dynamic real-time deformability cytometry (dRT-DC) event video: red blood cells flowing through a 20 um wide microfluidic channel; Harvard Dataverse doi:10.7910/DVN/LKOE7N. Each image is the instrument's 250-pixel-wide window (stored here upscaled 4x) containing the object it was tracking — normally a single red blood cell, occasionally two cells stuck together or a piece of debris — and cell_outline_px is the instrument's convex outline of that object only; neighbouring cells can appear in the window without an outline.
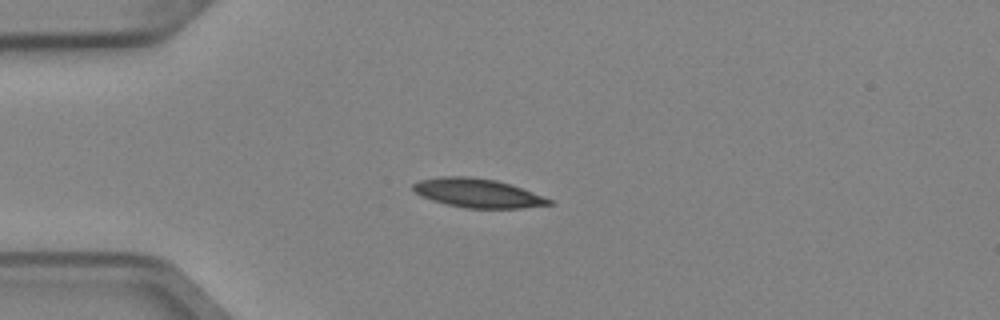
{"species": "Egyptian fruit bat (a non-hibernating species)", "species_latin": "Rousettus aegyptiacus", "temperature_condition": "cold", "stored_images_in_passage": 5, "camera_frame_rate_fps": 3000, "um_per_image_px": 0.085, "animal": {"sex": "female"}, "frame": {"image": 1, "passage_image": 3, "time_ms": 0.667, "image_size_px": [1000, 320], "cell_outline_px": [[552, 204], [524, 208], [464, 208], [432, 200], [420, 196], [412, 188], [412, 184], [420, 180], [440, 176], [468, 176], [496, 180], [532, 192], [552, 200]], "centroid_in_image_um": [40.56, 16.41], "position_along_channel_um": 44.4, "area_um2": 22.72}}
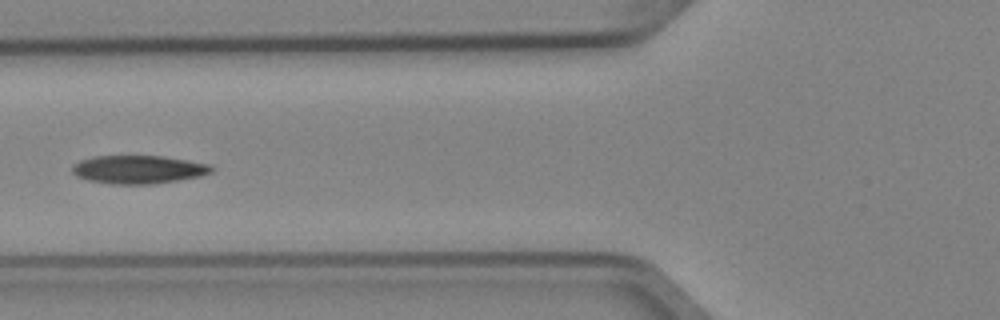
{"frame": {"image": 2, "passage_image": 5, "time_ms": 1.333, "image_size_px": [1000, 320], "cell_outline_px": [[212, 172], [200, 176], [152, 184], [112, 184], [88, 180], [76, 176], [72, 172], [72, 164], [80, 160], [96, 156], [164, 156], [212, 164]], "centroid_in_image_um": [11.75, 14.4], "position_along_channel_um": 114.0, "area_um2": 22.95}}